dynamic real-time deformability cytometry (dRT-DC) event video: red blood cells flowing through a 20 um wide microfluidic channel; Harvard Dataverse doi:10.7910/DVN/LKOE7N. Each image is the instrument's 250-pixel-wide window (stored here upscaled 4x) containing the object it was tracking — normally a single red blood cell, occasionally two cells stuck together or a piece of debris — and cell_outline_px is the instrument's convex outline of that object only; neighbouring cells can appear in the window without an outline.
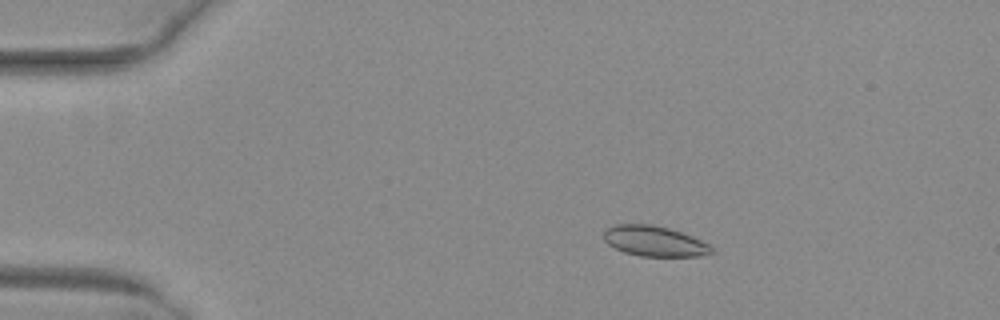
{"species": "common noctule bat (a hibernating species)", "species_latin": "Nyctalus noctula", "temperature_condition": "warm", "stored_images_in_passage": 46, "camera_frame_rate_fps": 3000, "um_per_image_px": 0.085, "animal": {"sex": "female", "body_mass_g": 29.2, "forearm_length_mm": 56.3}, "frame": {"image": 1, "passage_image": 4, "time_ms": 1.0, "image_size_px": [1000, 320], "cell_outline_px": [[716, 252], [700, 256], [640, 256], [624, 252], [608, 244], [604, 240], [604, 232], [608, 228], [616, 224], [652, 224], [668, 228], [692, 236], [716, 248]], "centroid_in_image_um": [55.66, 20.5], "position_along_channel_um": 29.3, "area_um2": 19.07}}
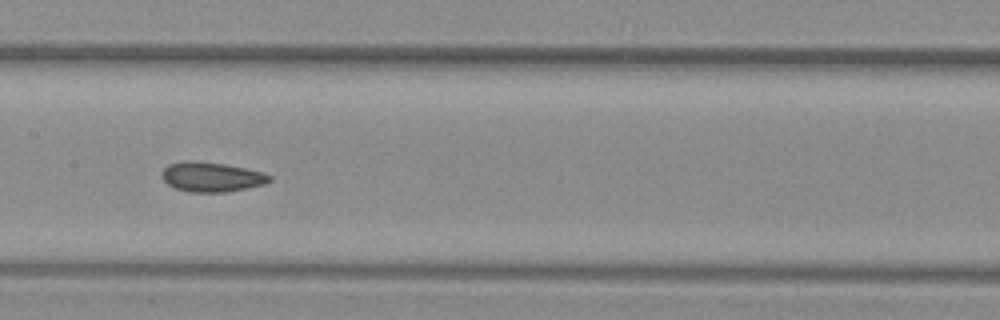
{"frame": {"image": 2, "passage_image": 21, "time_ms": 6.667, "image_size_px": [1000, 320], "cell_outline_px": [[272, 180], [264, 184], [228, 192], [188, 192], [176, 188], [168, 184], [160, 176], [160, 172], [168, 164], [188, 160], [224, 164], [264, 172], [272, 176]], "centroid_in_image_um": [17.97, 15.04], "position_along_channel_um": 189.4, "area_um2": 18.67}}
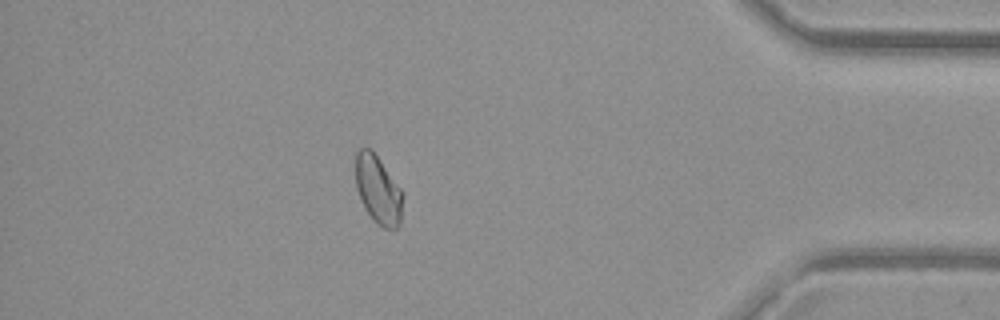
{"frame": {"image": 3, "passage_image": 40, "time_ms": 13.0, "image_size_px": [1000, 320], "cell_outline_px": [[404, 196], [400, 224], [396, 228], [384, 228], [376, 224], [372, 220], [360, 200], [356, 188], [356, 152], [360, 148], [372, 148], [404, 192]], "centroid_in_image_um": [32.15, 16.13], "position_along_channel_um": 403.0, "area_um2": 19.19}, "authors_computed_cell_mechanics": {"area_um2": 19.1607, "velocity_mm_per_s": 4.0276, "shape_relaxation_time_tau1_ms": null, "shape_relaxation_time_tau2_ms": 2.0537, "deformation_change_tau1": null, "deformation_change_tau2": 0.0603}}